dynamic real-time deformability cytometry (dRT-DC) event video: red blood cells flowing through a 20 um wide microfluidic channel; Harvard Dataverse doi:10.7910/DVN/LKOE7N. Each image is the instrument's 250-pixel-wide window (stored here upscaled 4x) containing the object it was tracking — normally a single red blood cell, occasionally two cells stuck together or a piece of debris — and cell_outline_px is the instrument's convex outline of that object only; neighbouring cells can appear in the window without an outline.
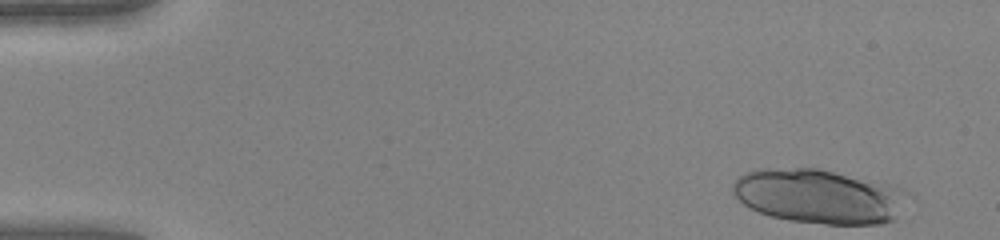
{"species": "human", "species_latin": "Homo sapiens", "temperature_condition": "warm", "stored_images_in_passage": 46, "camera_frame_rate_fps": 3000, "um_per_image_px": 0.085, "donor": {"sex": "female"}, "frame": {"image": 1, "passage_image": 1, "time_ms": 0.0, "image_size_px": [1000, 240], "cell_outline_px": [[916, 196], [896, 220], [884, 224], [824, 224], [788, 220], [772, 216], [760, 212], [744, 204], [732, 192], [732, 184], [744, 172], [760, 168], [816, 168], [896, 184]], "centroid_in_image_um": [69.8, 16.68], "position_along_channel_um": 15.2, "area_um2": 56.88}}